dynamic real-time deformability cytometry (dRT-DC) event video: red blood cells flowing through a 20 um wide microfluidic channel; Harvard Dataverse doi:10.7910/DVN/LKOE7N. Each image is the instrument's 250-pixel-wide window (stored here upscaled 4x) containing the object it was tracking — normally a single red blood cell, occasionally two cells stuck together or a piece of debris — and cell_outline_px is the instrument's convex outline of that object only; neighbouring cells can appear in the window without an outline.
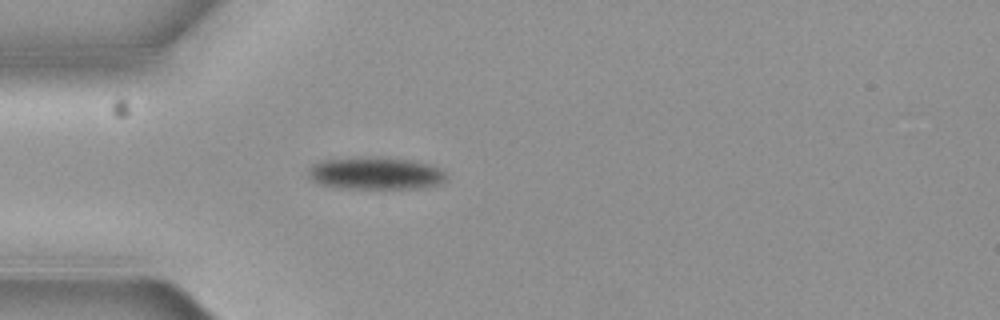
{"species": "common noctule bat (a hibernating species)", "species_latin": "Nyctalus noctula", "temperature_condition": "cold", "stored_images_in_passage": 3, "camera_frame_rate_fps": 3000, "um_per_image_px": 0.085, "animal": {"sex": "female", "body_mass_g": 19.3, "forearm_length_mm": 54.1}, "frame": {"image": 1, "passage_image": 3, "time_ms": 0.667, "image_size_px": [1000, 320], "cell_outline_px": [[448, 180], [444, 184], [424, 188], [336, 188], [320, 184], [312, 180], [308, 176], [308, 168], [312, 164], [324, 160], [408, 160], [432, 164], [440, 168], [448, 176]], "centroid_in_image_um": [32.01, 14.8], "position_along_channel_um": 53.0, "area_um2": 25.26}}